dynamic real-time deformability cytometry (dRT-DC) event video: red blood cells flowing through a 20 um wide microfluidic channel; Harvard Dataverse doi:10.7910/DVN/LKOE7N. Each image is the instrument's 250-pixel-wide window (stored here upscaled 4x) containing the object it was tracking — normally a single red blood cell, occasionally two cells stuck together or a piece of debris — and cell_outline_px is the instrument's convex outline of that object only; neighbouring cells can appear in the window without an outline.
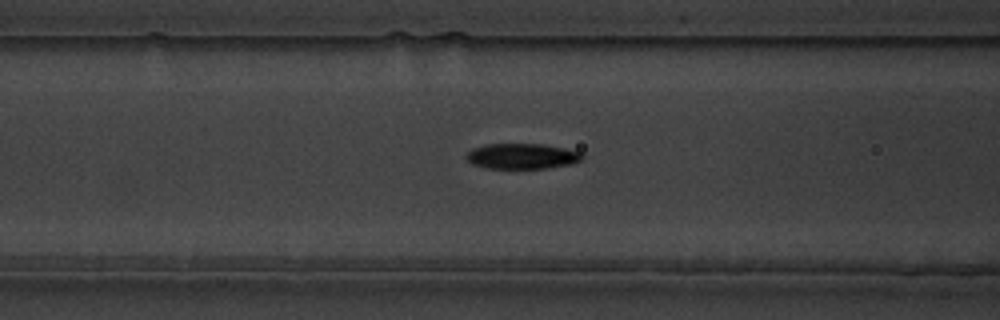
{"species": "common noctule bat (a hibernating species)", "species_latin": "Nyctalus noctula", "temperature_condition": "warm", "stored_images_in_passage": 30, "camera_frame_rate_fps": 3000, "um_per_image_px": 0.085, "animal": {"sex": "male", "body_mass_g": 19.5, "forearm_length_mm": 54.6}, "frame": {"image": 1, "passage_image": 7, "time_ms": 2.0, "image_size_px": [1000, 320], "cell_outline_px": [[584, 156], [580, 160], [572, 164], [544, 168], [484, 168], [472, 164], [464, 156], [472, 148], [484, 144], [544, 144], [564, 148], [580, 152]], "centroid_in_image_um": [44.33, 13.27], "position_along_channel_um": 122.3, "area_um2": 17.22}}
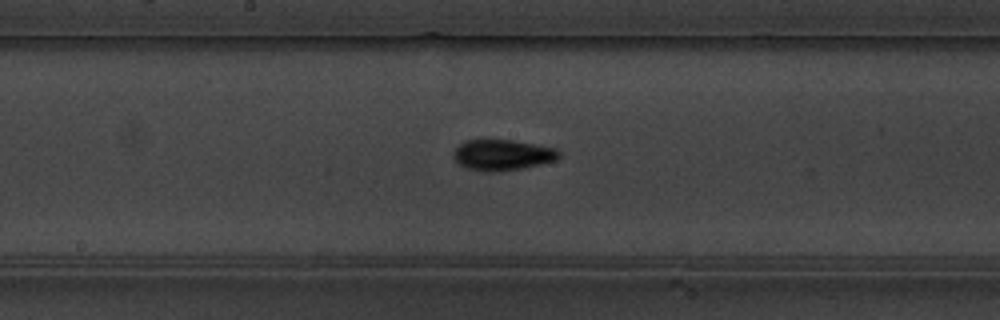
{"frame": {"image": 2, "passage_image": 14, "time_ms": 4.333, "image_size_px": [1000, 320], "cell_outline_px": [[560, 156], [556, 160], [524, 168], [496, 172], [484, 172], [464, 168], [452, 156], [452, 152], [464, 140], [512, 140], [556, 148], [560, 152]], "centroid_in_image_um": [42.68, 13.18], "position_along_channel_um": 205.5, "area_um2": 19.07}}
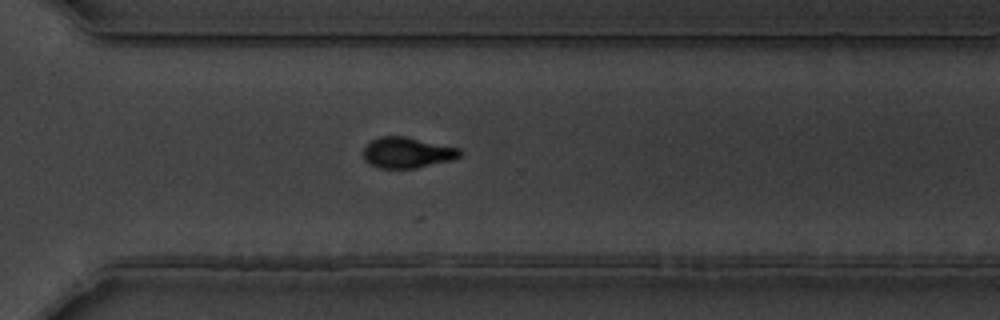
{"frame": {"image": 3, "passage_image": 25, "time_ms": 8.0, "image_size_px": [1000, 320], "cell_outline_px": [[460, 156], [452, 160], [416, 168], [376, 168], [368, 164], [364, 160], [364, 148], [372, 140], [380, 136], [404, 136], [460, 148]], "centroid_in_image_um": [34.59, 12.98], "position_along_channel_um": 336.0, "area_um2": 17.28}}